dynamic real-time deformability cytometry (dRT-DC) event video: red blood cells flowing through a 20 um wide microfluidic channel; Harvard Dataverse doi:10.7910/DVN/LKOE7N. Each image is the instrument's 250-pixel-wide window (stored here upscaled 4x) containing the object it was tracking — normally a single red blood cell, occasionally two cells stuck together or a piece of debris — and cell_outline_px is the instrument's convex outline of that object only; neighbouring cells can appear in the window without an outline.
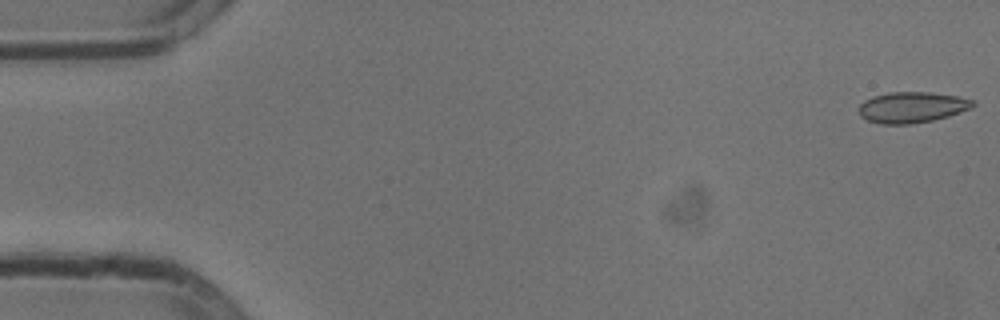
{"species": "common noctule bat (a hibernating species)", "species_latin": "Nyctalus noctula", "temperature_condition": "cold", "stored_images_in_passage": 54, "camera_frame_rate_fps": 3000, "um_per_image_px": 0.085, "animal": {"sex": "male", "body_mass_g": 13.3}, "frame": {"image": 1, "passage_image": 1, "time_ms": 0.0, "image_size_px": [1000, 320], "cell_outline_px": [[976, 104], [972, 108], [948, 116], [932, 120], [912, 124], [880, 124], [868, 120], [860, 116], [860, 104], [864, 100], [872, 96], [888, 92], [928, 92], [956, 96], [976, 100]], "centroid_in_image_um": [77.53, 9.11], "position_along_channel_um": 7.5, "area_um2": 20.58}}
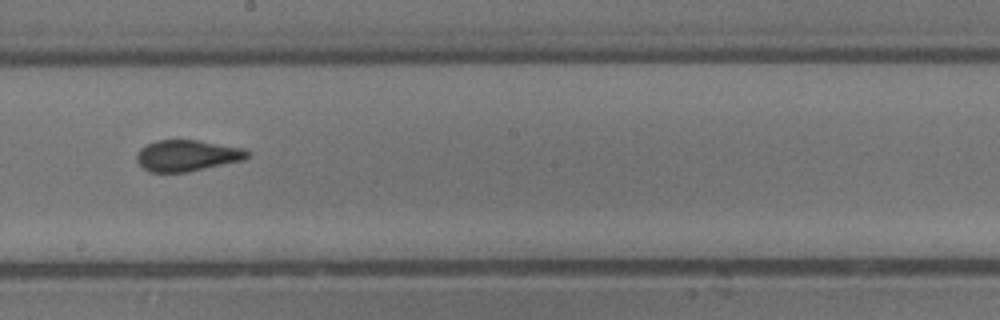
{"frame": {"image": 2, "passage_image": 30, "time_ms": 9.667, "image_size_px": [1000, 320], "cell_outline_px": [[252, 152], [244, 160], [188, 172], [148, 172], [136, 160], [136, 156], [140, 148], [156, 140], [196, 140], [244, 148]], "centroid_in_image_um": [15.92, 13.23], "position_along_channel_um": 232.3, "area_um2": 20.17}}
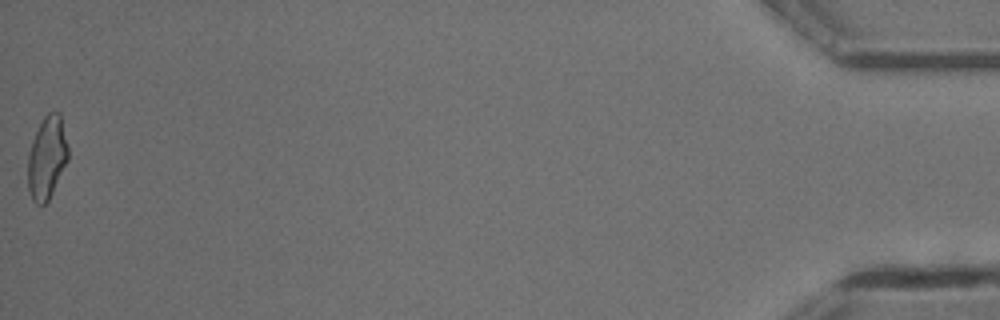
{"frame": {"image": 3, "passage_image": 54, "time_ms": 17.667, "image_size_px": [1000, 320], "cell_outline_px": [[68, 160], [48, 200], [44, 204], [36, 204], [32, 200], [28, 188], [28, 156], [32, 140], [44, 116], [48, 112], [60, 112], [68, 148]], "centroid_in_image_um": [3.99, 13.4], "position_along_channel_um": 431.2, "area_um2": 19.19}, "authors_computed_cell_mechanics": {"area_um2": 20.1722, "velocity_mm_per_s": 3.8015, "shape_relaxation_time_tau1_ms": null, "shape_relaxation_time_tau2_ms": 1.6943, "deformation_change_tau1": null, "deformation_change_tau2": 0.0364}}